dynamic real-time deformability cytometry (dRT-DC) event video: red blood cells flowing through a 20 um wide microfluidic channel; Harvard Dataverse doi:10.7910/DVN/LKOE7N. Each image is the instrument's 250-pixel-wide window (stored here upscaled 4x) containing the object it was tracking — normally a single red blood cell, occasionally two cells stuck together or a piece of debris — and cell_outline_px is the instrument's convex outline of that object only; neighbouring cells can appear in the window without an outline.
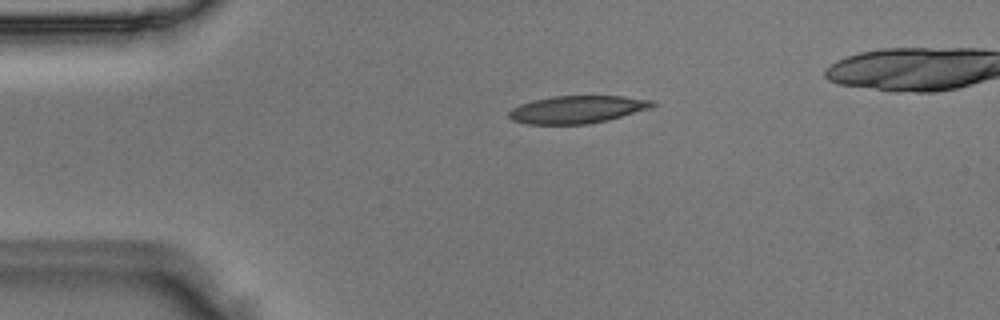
{"species": "Egyptian fruit bat (a non-hibernating species)", "species_latin": "Rousettus aegyptiacus", "temperature_condition": "room temperature", "stored_images_in_passage": 4, "camera_frame_rate_fps": 3000, "um_per_image_px": 0.085, "animal": {"sex": "male"}, "frame": {"image": 1, "passage_image": 2, "time_ms": 0.333, "image_size_px": [1000, 320], "cell_outline_px": [[656, 104], [652, 108], [608, 120], [588, 124], [524, 124], [512, 120], [508, 116], [508, 112], [512, 108], [520, 104], [532, 100], [552, 96], [624, 96], [652, 100]], "centroid_in_image_um": [49.06, 9.3], "position_along_channel_um": 35.9, "area_um2": 23.24}}